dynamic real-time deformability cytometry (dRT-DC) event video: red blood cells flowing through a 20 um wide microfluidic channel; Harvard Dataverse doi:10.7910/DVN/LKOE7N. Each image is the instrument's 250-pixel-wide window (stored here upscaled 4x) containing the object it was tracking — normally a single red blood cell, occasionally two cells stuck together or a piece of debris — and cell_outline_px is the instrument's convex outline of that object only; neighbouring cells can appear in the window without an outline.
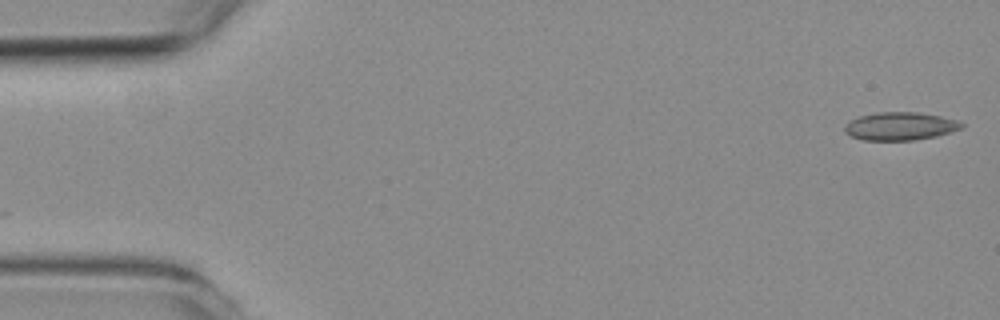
{"species": "common noctule bat (a hibernating species)", "species_latin": "Nyctalus noctula", "temperature_condition": "room temperature", "stored_images_in_passage": 53, "camera_frame_rate_fps": 3000, "um_per_image_px": 0.085, "animal": {"sex": "female", "body_mass_g": 19.3, "forearm_length_mm": 54.1}, "frame": {"image": 1, "passage_image": 1, "time_ms": 0.0, "image_size_px": [1000, 320], "cell_outline_px": [[964, 128], [936, 136], [912, 140], [864, 140], [852, 136], [844, 132], [844, 124], [860, 116], [880, 112], [916, 112], [940, 116], [960, 120], [964, 124]], "centroid_in_image_um": [76.55, 10.72], "position_along_channel_um": 8.5, "area_um2": 19.07}}
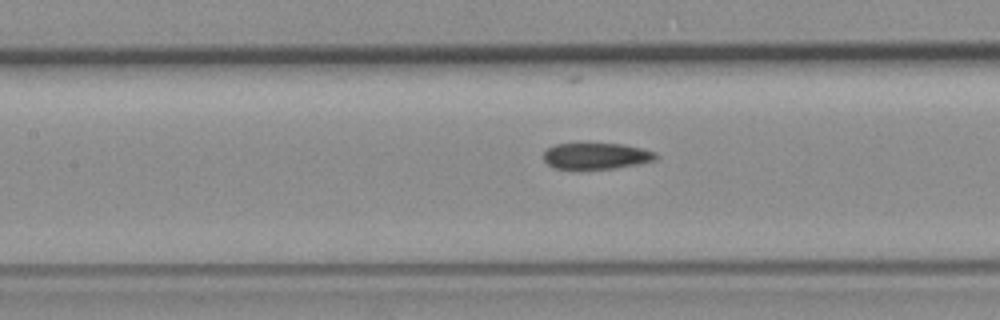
{"frame": {"image": 2, "passage_image": 23, "time_ms": 7.333, "image_size_px": [1000, 320], "cell_outline_px": [[660, 156], [656, 160], [616, 168], [552, 168], [544, 160], [544, 152], [548, 148], [556, 144], [620, 144], [640, 148], [656, 152]], "centroid_in_image_um": [50.7, 13.26], "position_along_channel_um": 156.7, "area_um2": 16.88}}
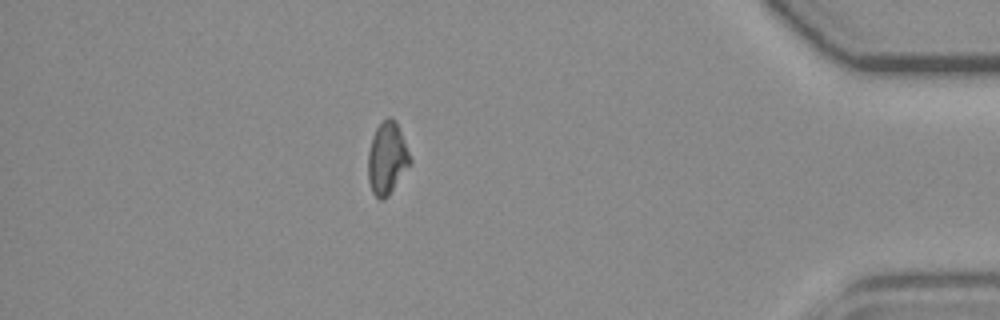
{"frame": {"image": 3, "passage_image": 46, "time_ms": 15.0, "image_size_px": [1000, 320], "cell_outline_px": [[412, 160], [388, 196], [384, 200], [380, 200], [372, 192], [368, 180], [368, 152], [372, 136], [376, 128], [388, 116], [392, 116], [396, 120]], "centroid_in_image_um": [32.88, 13.44], "position_along_channel_um": 402.3, "area_um2": 17.57}, "authors_computed_cell_mechanics": {"area_um2": 18.1492, "velocity_mm_per_s": 3.8247, "shape_relaxation_time_tau1_ms": null, "shape_relaxation_time_tau2_ms": 3.421, "deformation_change_tau1": null, "deformation_change_tau2": 0.0938}}